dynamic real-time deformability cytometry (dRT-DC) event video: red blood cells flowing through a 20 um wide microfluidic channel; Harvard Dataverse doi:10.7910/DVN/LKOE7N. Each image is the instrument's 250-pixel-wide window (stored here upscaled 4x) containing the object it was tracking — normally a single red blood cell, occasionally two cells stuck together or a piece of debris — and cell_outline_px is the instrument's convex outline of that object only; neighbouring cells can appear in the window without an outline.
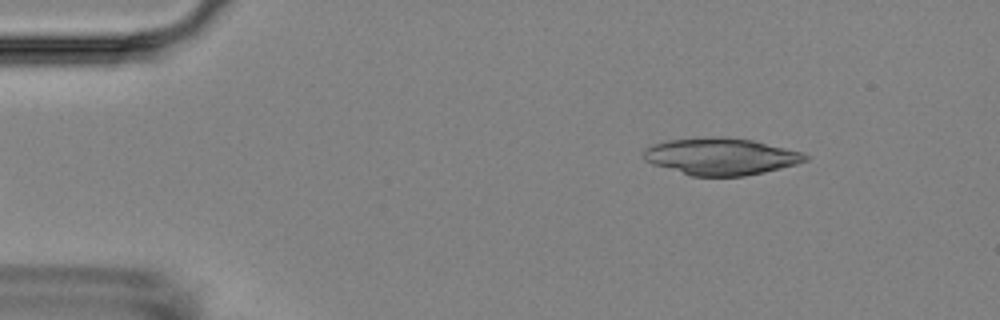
{"species": "Egyptian fruit bat (a non-hibernating species)", "species_latin": "Rousettus aegyptiacus", "temperature_condition": "room temperature", "stored_images_in_passage": 2, "camera_frame_rate_fps": 3000, "um_per_image_px": 0.085, "animal": {"sex": "female"}, "frame": {"image": 1, "passage_image": 2, "time_ms": 1.333, "image_size_px": [1000, 320], "cell_outline_px": [[808, 160], [796, 164], [764, 172], [744, 176], [692, 176], [652, 164], [644, 160], [644, 148], [652, 144], [668, 140], [752, 140], [804, 152], [808, 156]], "centroid_in_image_um": [61.29, 13.35], "position_along_channel_um": 23.7, "area_um2": 33.52}}